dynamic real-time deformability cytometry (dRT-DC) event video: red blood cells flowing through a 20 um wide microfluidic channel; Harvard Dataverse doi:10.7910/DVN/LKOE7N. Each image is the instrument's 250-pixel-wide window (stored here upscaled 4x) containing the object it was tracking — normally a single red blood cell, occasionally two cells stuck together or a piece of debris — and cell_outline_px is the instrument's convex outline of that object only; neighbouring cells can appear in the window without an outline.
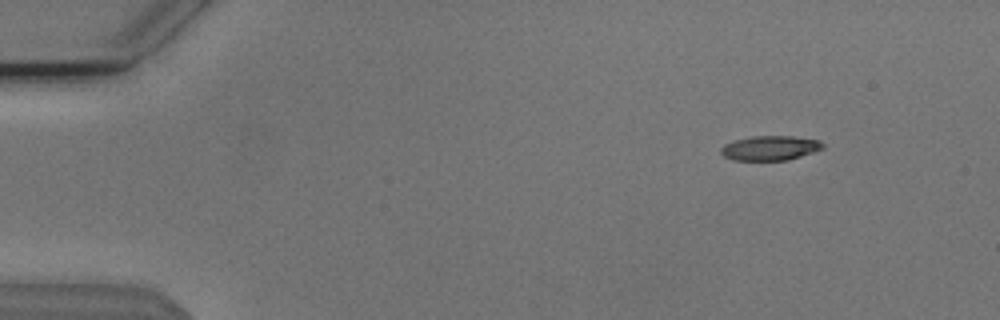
{"species": "Egyptian fruit bat (a non-hibernating species)", "species_latin": "Rousettus aegyptiacus", "temperature_condition": "cold", "stored_images_in_passage": 22, "camera_frame_rate_fps": 3000, "um_per_image_px": 0.085, "animal": {"sex": "male"}, "frame": {"image": 1, "passage_image": 7, "time_ms": 2.0, "image_size_px": [1000, 320], "cell_outline_px": [[824, 148], [788, 160], [732, 160], [724, 156], [720, 152], [720, 148], [724, 144], [732, 140], [752, 136], [792, 136], [820, 140], [824, 144]], "centroid_in_image_um": [65.43, 12.57], "position_along_channel_um": 19.6, "area_um2": 14.68}}